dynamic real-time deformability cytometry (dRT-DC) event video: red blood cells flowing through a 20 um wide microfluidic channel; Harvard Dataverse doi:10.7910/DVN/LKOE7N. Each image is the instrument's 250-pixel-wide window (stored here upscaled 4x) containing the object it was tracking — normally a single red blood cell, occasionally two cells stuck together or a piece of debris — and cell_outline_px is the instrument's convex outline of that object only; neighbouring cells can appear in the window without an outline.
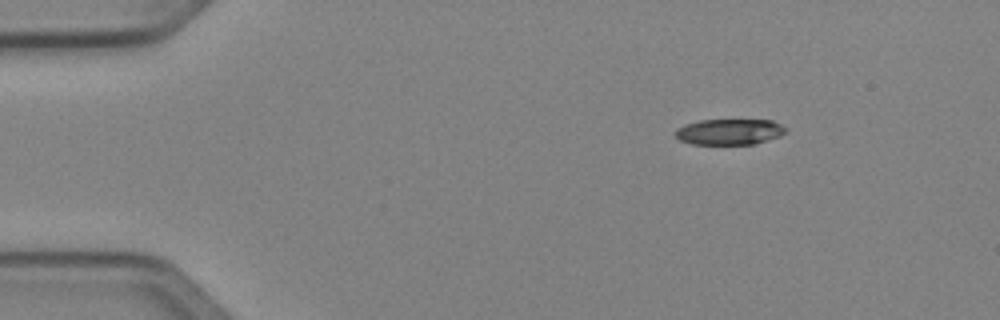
{"species": "Egyptian fruit bat (a non-hibernating species)", "species_latin": "Rousettus aegyptiacus", "temperature_condition": "cold", "stored_images_in_passage": 44, "camera_frame_rate_fps": 3000, "um_per_image_px": 0.085, "animal": {"sex": "female"}, "frame": {"image": 1, "passage_image": 1, "time_ms": 0.0, "image_size_px": [1000, 320], "cell_outline_px": [[784, 132], [780, 136], [752, 144], [692, 144], [680, 140], [676, 136], [676, 128], [684, 124], [700, 120], [772, 120], [780, 124], [784, 128]], "centroid_in_image_um": [61.95, 11.2], "position_along_channel_um": 23.0, "area_um2": 16.42}}
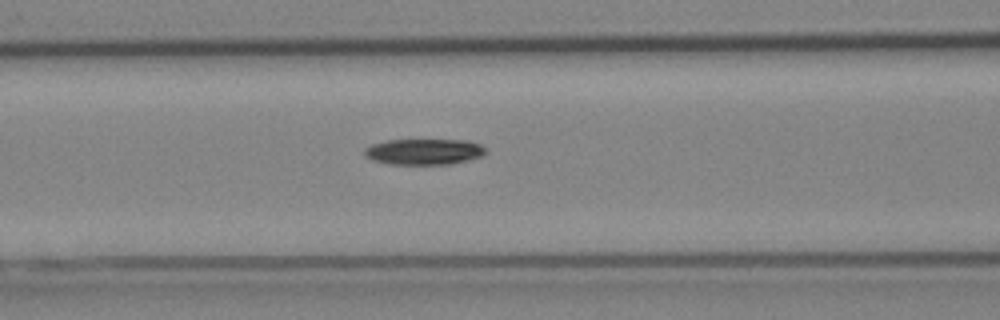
{"frame": {"image": 2, "passage_image": 15, "time_ms": 4.667, "image_size_px": [1000, 320], "cell_outline_px": [[488, 152], [480, 156], [448, 164], [388, 164], [376, 160], [368, 156], [364, 152], [364, 148], [372, 144], [388, 140], [468, 140], [480, 144], [488, 148]], "centroid_in_image_um": [36.08, 12.88], "position_along_channel_um": 130.5, "area_um2": 18.09}}
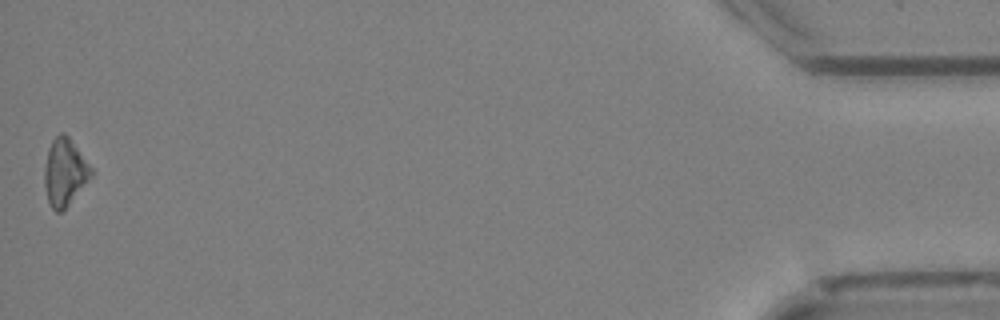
{"frame": {"image": 3, "passage_image": 44, "time_ms": 14.333, "image_size_px": [1000, 320], "cell_outline_px": [[92, 176], [68, 204], [60, 212], [56, 212], [52, 208], [48, 200], [44, 184], [44, 164], [48, 148], [52, 140], [60, 132], [64, 132], [68, 136], [92, 168]], "centroid_in_image_um": [5.47, 14.61], "position_along_channel_um": 429.7, "area_um2": 18.03}, "authors_computed_cell_mechanics": {"area_um2": 18.1781, "velocity_mm_per_s": 4.0617, "shape_relaxation_time_tau1_ms": 3.5015, "shape_relaxation_time_tau2_ms": null, "deformation_change_tau1": 0.1057, "deformation_change_tau2": null}}